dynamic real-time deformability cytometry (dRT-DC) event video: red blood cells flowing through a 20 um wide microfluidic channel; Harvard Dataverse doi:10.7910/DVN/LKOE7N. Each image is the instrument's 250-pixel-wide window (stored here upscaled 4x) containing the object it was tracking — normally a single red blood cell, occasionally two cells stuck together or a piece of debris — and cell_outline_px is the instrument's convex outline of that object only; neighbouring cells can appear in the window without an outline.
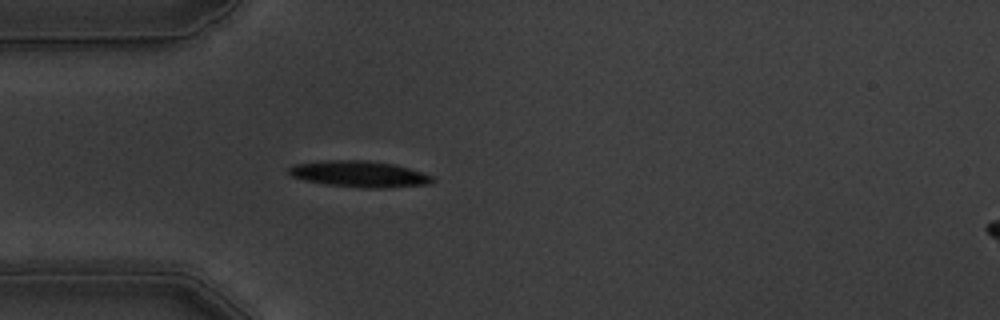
{"species": "common noctule bat (a hibernating species)", "species_latin": "Nyctalus noctula", "temperature_condition": "warm", "stored_images_in_passage": 46, "camera_frame_rate_fps": 3000, "um_per_image_px": 0.085, "animal": {"sex": "male", "body_mass_g": 19.5, "forearm_length_mm": 54.6}, "frame": {"image": 1, "passage_image": 14, "time_ms": 4.333, "image_size_px": [1000, 320], "cell_outline_px": [[436, 180], [432, 184], [388, 188], [360, 188], [328, 184], [304, 180], [292, 176], [288, 172], [288, 168], [292, 164], [324, 160], [368, 160], [396, 164], [432, 176]], "centroid_in_image_um": [30.56, 14.79], "position_along_channel_um": 54.4, "area_um2": 22.2}, "authors_computed_cell_mechanics": {"area_um2": 21.3571, "velocity_mm_per_s": 3.6002, "shape_relaxation_time_tau1_ms": 2.9238, "shape_relaxation_time_tau2_ms": 2.5026, "deformation_change_tau1": 0.1897, "deformation_change_tau2": 0.0804}}